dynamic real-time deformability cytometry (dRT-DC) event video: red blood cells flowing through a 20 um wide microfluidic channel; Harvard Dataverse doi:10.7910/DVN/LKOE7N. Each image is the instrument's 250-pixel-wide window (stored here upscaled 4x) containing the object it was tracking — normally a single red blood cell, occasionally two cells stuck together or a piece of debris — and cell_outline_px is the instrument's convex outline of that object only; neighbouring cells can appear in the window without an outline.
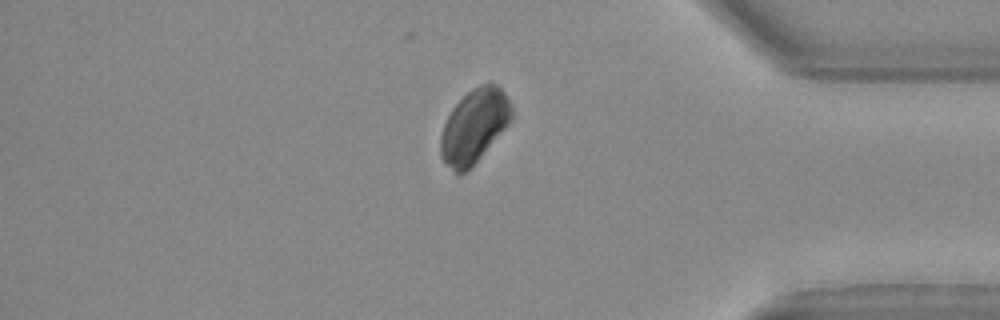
{"species": "Egyptian fruit bat (a non-hibernating species)", "species_latin": "Rousettus aegyptiacus", "temperature_condition": "warm", "stored_images_in_passage": 39, "camera_frame_rate_fps": 3000, "um_per_image_px": 0.085, "animal": {"sex": "female"}, "frame": {"image": 1, "passage_image": 39, "time_ms": 12.667, "image_size_px": [1000, 320], "cell_outline_px": [[516, 112], [512, 120], [480, 156], [460, 176], [440, 156], [440, 136], [444, 124], [452, 108], [472, 88], [488, 80], [492, 80], [504, 92], [512, 104]], "centroid_in_image_um": [40.35, 10.63], "position_along_channel_um": 394.9, "area_um2": 30.35}}